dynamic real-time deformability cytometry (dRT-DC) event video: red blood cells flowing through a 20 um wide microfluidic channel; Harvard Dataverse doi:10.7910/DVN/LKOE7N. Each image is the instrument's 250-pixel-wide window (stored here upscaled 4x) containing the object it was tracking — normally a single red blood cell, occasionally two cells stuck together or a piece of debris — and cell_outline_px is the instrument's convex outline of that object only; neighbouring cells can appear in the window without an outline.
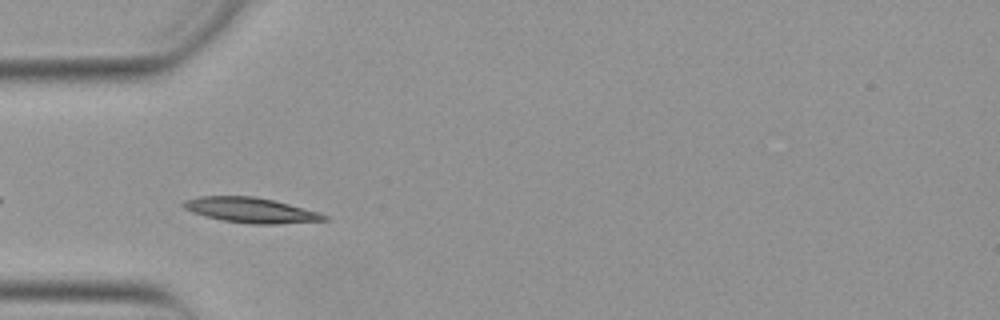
{"species": "Egyptian fruit bat (a non-hibernating species)", "species_latin": "Rousettus aegyptiacus", "temperature_condition": "warm", "stored_images_in_passage": 37, "camera_frame_rate_fps": 3000, "um_per_image_px": 0.085, "animal": {"sex": "female"}, "frame": {"image": 1, "passage_image": 3, "time_ms": 0.667, "image_size_px": [1000, 320], "cell_outline_px": [[328, 220], [272, 224], [252, 224], [220, 220], [204, 216], [192, 212], [184, 208], [180, 204], [184, 200], [200, 196], [252, 196], [272, 200], [288, 204], [316, 212], [328, 216]], "centroid_in_image_um": [21.23, 17.86], "position_along_channel_um": 63.8, "area_um2": 20.4}}
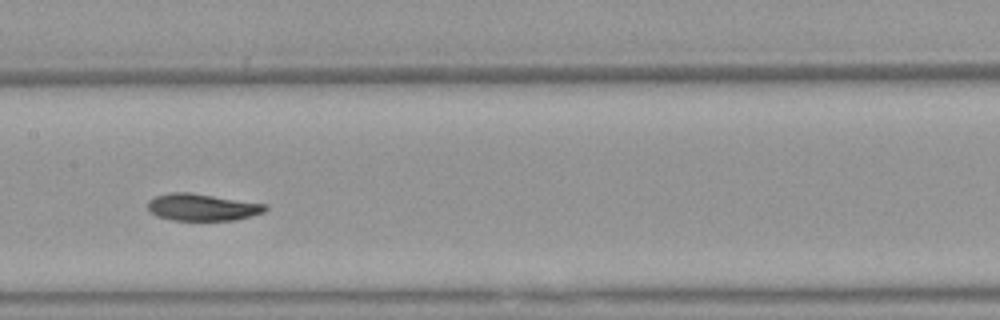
{"frame": {"image": 2, "passage_image": 13, "time_ms": 4.0, "image_size_px": [1000, 320], "cell_outline_px": [[268, 208], [264, 212], [232, 220], [172, 220], [156, 216], [148, 208], [148, 200], [156, 196], [172, 192], [188, 192], [268, 204]], "centroid_in_image_um": [17.18, 17.61], "position_along_channel_um": 190.2, "area_um2": 18.32}}
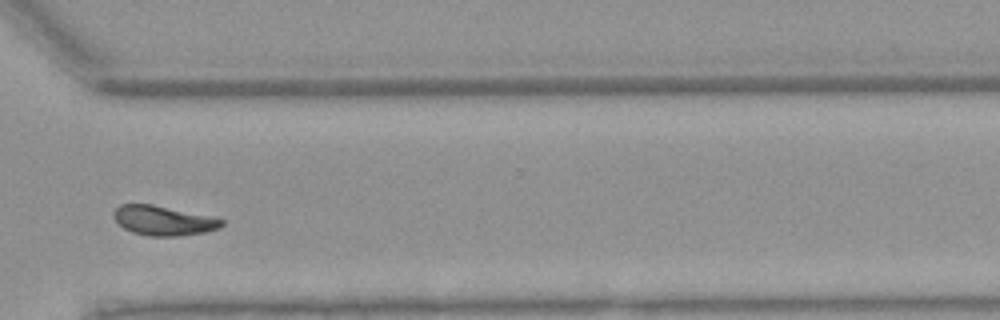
{"frame": {"image": 3, "passage_image": 26, "time_ms": 8.333, "image_size_px": [1000, 320], "cell_outline_px": [[224, 224], [220, 228], [204, 232], [180, 236], [148, 236], [132, 232], [124, 228], [116, 220], [116, 208], [120, 204], [152, 204], [224, 220]], "centroid_in_image_um": [13.9, 18.76], "position_along_channel_um": 356.7, "area_um2": 18.15}, "authors_computed_cell_mechanics": {"area_um2": 18.3226, "velocity_mm_per_s": 3.8401, "shape_relaxation_time_tau1_ms": 6.3079, "shape_relaxation_time_tau2_ms": null, "deformation_change_tau1": 0.1649, "deformation_change_tau2": null}}